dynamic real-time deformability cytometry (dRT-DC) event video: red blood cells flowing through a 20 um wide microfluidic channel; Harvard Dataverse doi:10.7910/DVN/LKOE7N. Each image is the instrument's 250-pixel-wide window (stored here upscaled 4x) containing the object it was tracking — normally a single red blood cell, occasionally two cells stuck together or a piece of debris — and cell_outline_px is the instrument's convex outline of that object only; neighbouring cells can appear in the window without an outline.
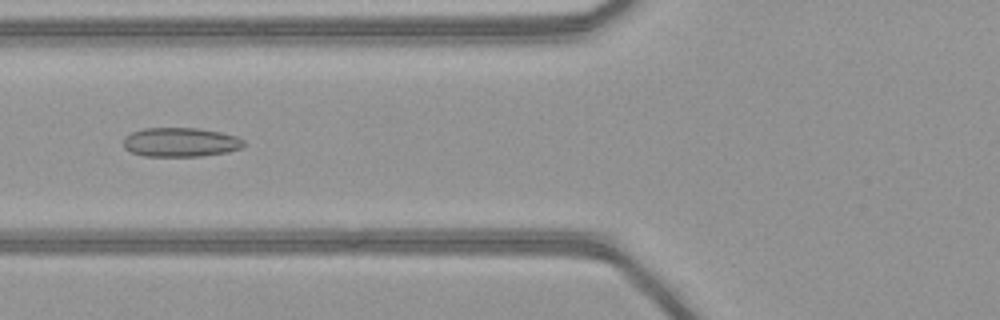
{"species": "common noctule bat (a hibernating species)", "species_latin": "Nyctalus noctula", "temperature_condition": "warm", "stored_images_in_passage": 38, "camera_frame_rate_fps": 3000, "um_per_image_px": 0.085, "animal": {"sex": "female", "body_mass_g": 21.9}, "frame": {"image": 1, "passage_image": 21, "time_ms": 6.667, "image_size_px": [1000, 320], "cell_outline_px": [[244, 144], [240, 148], [228, 152], [200, 156], [144, 156], [132, 152], [124, 148], [124, 136], [132, 132], [144, 128], [196, 128], [220, 132], [236, 136], [244, 140]], "centroid_in_image_um": [15.33, 12.09], "position_along_channel_um": 110.5, "area_um2": 20.4}}
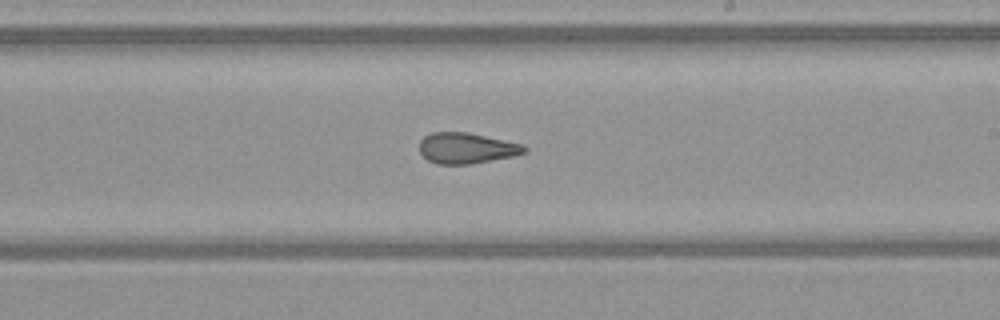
{"frame": {"image": 2, "passage_image": 31, "time_ms": 10.0, "image_size_px": [1000, 320], "cell_outline_px": [[528, 152], [512, 156], [472, 164], [436, 164], [428, 160], [420, 152], [420, 140], [424, 136], [432, 132], [468, 132], [524, 144], [528, 148]], "centroid_in_image_um": [39.68, 12.59], "position_along_channel_um": 249.3, "area_um2": 18.96}}
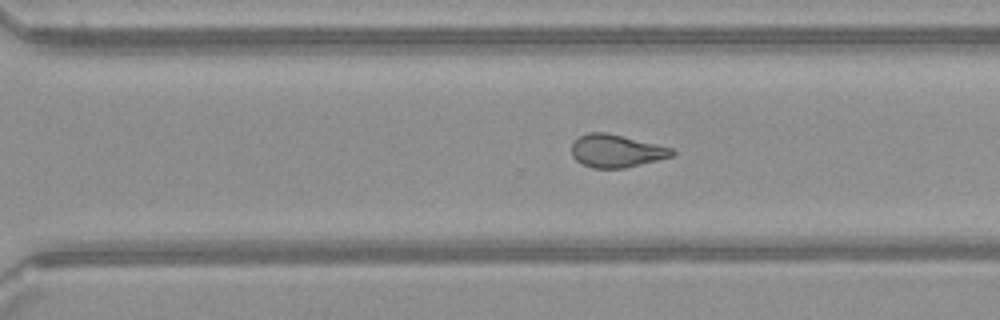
{"frame": {"image": 3, "passage_image": 36, "time_ms": 11.667, "image_size_px": [1000, 320], "cell_outline_px": [[676, 152], [672, 156], [624, 168], [592, 168], [576, 160], [572, 156], [572, 140], [588, 132], [608, 132], [672, 148]], "centroid_in_image_um": [52.35, 12.81], "position_along_channel_um": 318.3, "area_um2": 19.13}}